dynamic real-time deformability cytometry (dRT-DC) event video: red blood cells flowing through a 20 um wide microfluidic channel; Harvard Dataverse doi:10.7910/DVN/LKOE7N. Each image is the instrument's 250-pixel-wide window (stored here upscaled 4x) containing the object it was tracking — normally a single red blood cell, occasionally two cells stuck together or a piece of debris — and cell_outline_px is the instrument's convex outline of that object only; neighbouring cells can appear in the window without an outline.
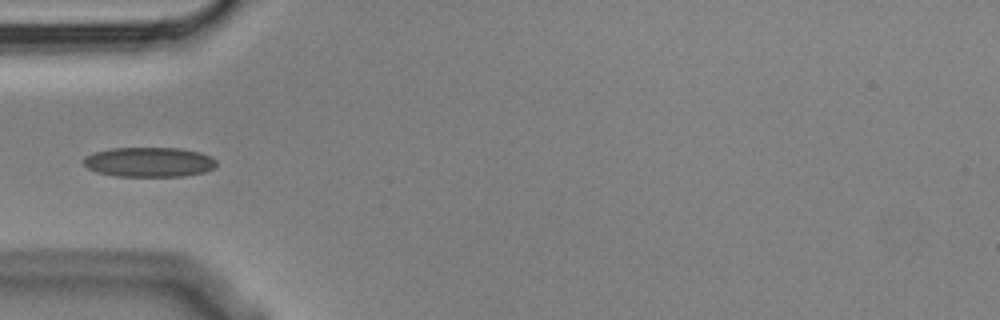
{"species": "Egyptian fruit bat (a non-hibernating species)", "species_latin": "Rousettus aegyptiacus", "temperature_condition": "cold", "stored_images_in_passage": 11, "camera_frame_rate_fps": 3000, "um_per_image_px": 0.085, "animal": {"sex": "male"}, "frame": {"image": 1, "passage_image": 5, "time_ms": 1.333, "image_size_px": [1000, 320], "cell_outline_px": [[216, 164], [212, 168], [204, 172], [184, 176], [116, 176], [96, 172], [88, 168], [84, 164], [84, 156], [96, 152], [112, 148], [180, 148], [200, 152], [212, 156], [216, 160]], "centroid_in_image_um": [12.68, 13.77], "position_along_channel_um": 72.3, "area_um2": 23.0}}
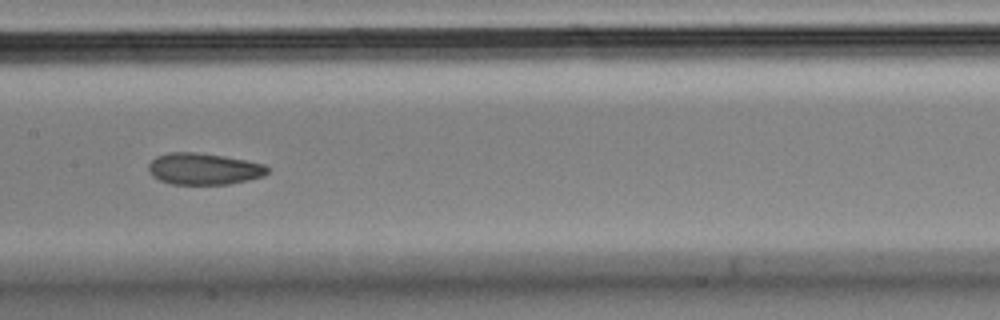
{"frame": {"image": 2, "passage_image": 8, "time_ms": 2.333, "image_size_px": [1000, 320], "cell_outline_px": [[268, 172], [264, 176], [248, 180], [228, 184], [172, 184], [160, 180], [152, 176], [148, 168], [148, 164], [156, 156], [168, 152], [196, 152], [224, 156], [264, 164], [268, 168]], "centroid_in_image_um": [17.3, 14.35], "position_along_channel_um": 190.1, "area_um2": 21.85}}
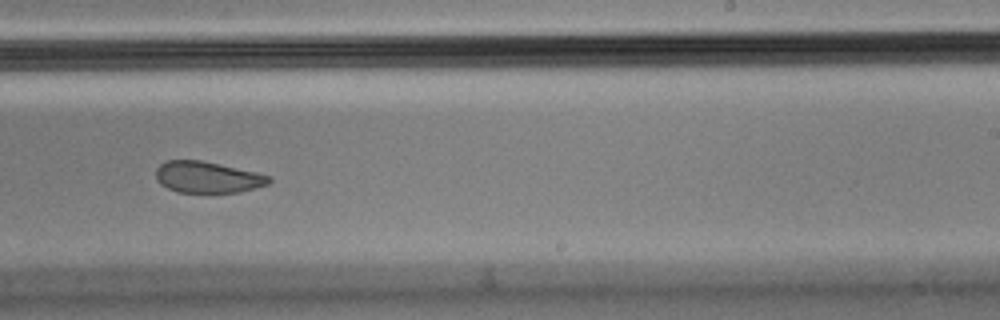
{"frame": {"image": 3, "passage_image": 10, "time_ms": 3.0, "image_size_px": [1000, 320], "cell_outline_px": [[272, 180], [268, 184], [240, 192], [176, 192], [160, 184], [156, 180], [156, 168], [160, 164], [168, 160], [200, 160], [256, 172], [272, 176]], "centroid_in_image_um": [17.63, 15.06], "position_along_channel_um": 271.4, "area_um2": 20.63}}